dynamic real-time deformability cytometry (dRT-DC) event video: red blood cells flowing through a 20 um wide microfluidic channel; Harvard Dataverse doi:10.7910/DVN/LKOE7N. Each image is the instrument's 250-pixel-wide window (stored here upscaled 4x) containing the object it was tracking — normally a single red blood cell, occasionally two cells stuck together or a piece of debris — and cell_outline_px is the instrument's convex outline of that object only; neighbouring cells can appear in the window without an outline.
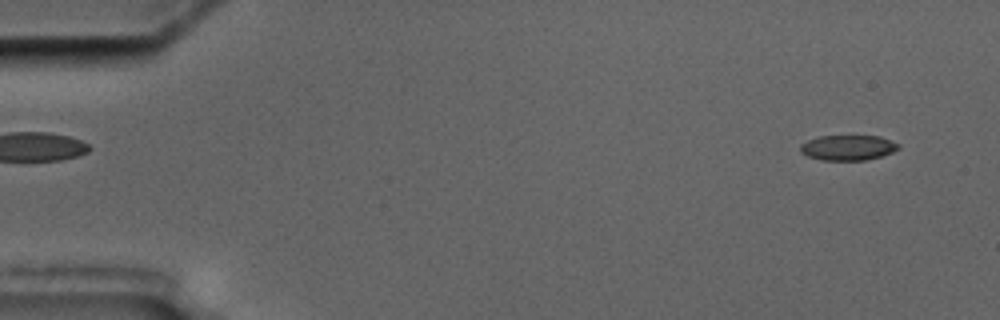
{"species": "common noctule bat (a hibernating species)", "species_latin": "Nyctalus noctula", "temperature_condition": "cold", "stored_images_in_passage": 4, "camera_frame_rate_fps": 3000, "um_per_image_px": 0.085, "animal": {"sex": "male", "body_mass_g": 17.5, "forearm_length_mm": 52.3}, "frame": {"image": 1, "passage_image": 1, "time_ms": 0.0, "image_size_px": [1000, 320], "cell_outline_px": [[900, 148], [892, 152], [880, 156], [864, 160], [824, 160], [808, 156], [800, 152], [800, 144], [808, 140], [820, 136], [880, 136], [900, 144]], "centroid_in_image_um": [72.08, 12.54], "position_along_channel_um": 12.9, "area_um2": 14.33}}
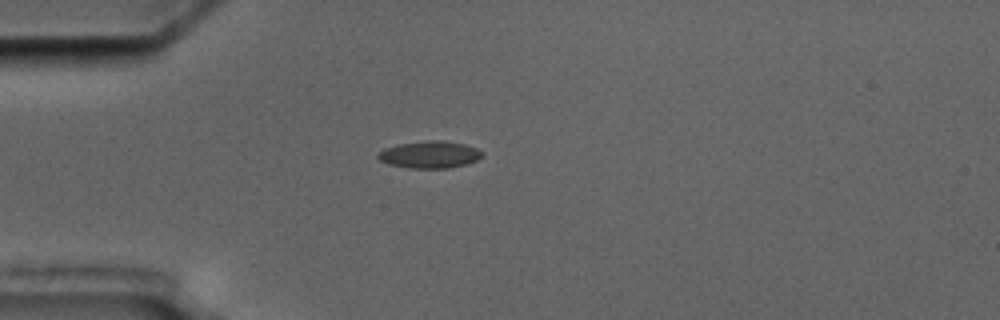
{"frame": {"image": 2, "passage_image": 4, "time_ms": 4.0, "image_size_px": [1000, 320], "cell_outline_px": [[484, 152], [476, 160], [468, 164], [448, 168], [408, 168], [388, 164], [380, 160], [376, 156], [384, 148], [400, 144], [428, 140], [444, 140], [464, 144], [476, 148]], "centroid_in_image_um": [36.52, 13.14], "position_along_channel_um": 48.5, "area_um2": 16.42}}